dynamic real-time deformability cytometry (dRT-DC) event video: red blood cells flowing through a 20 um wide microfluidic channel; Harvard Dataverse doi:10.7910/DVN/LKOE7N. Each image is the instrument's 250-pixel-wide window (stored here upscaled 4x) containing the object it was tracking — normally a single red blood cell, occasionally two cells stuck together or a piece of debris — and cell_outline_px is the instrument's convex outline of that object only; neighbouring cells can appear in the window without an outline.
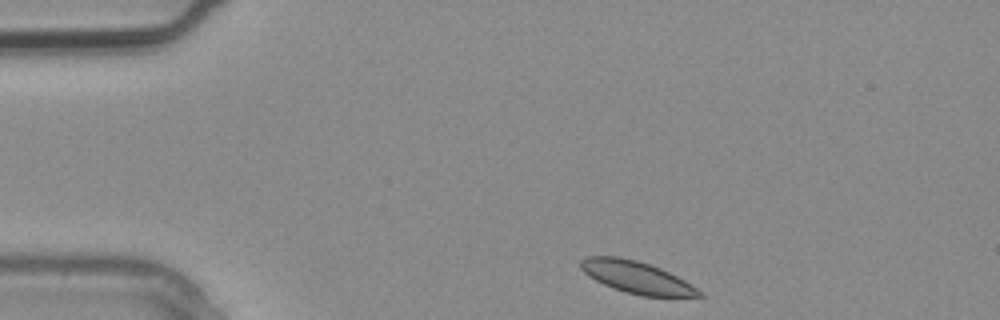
{"species": "common noctule bat (a hibernating species)", "species_latin": "Nyctalus noctula", "temperature_condition": "warm", "stored_images_in_passage": 2, "camera_frame_rate_fps": 3000, "um_per_image_px": 0.085, "animal": {"sex": "male", "body_mass_g": 20.4}, "frame": {"image": 1, "passage_image": 1, "time_ms": 0.0, "image_size_px": [1000, 320], "cell_outline_px": [[704, 296], [640, 296], [604, 284], [588, 276], [580, 268], [580, 260], [588, 256], [616, 256], [636, 260], [660, 268], [684, 280], [696, 288]], "centroid_in_image_um": [54.06, 23.55], "position_along_channel_um": 30.9, "area_um2": 21.62}}
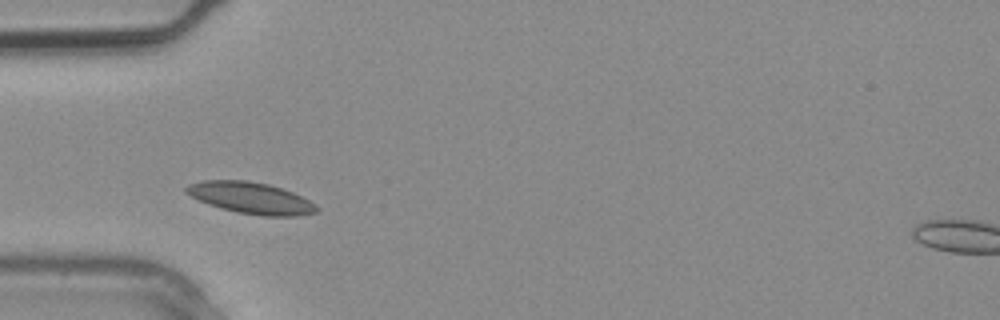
{"frame": {"image": 2, "passage_image": 2, "time_ms": 0.333, "image_size_px": [1000, 320], "cell_outline_px": [[320, 208], [316, 212], [296, 216], [264, 216], [236, 212], [220, 208], [208, 204], [184, 192], [184, 188], [188, 184], [204, 180], [248, 180], [268, 184], [292, 192], [316, 204]], "centroid_in_image_um": [21.31, 16.82], "position_along_channel_um": 63.7, "area_um2": 23.87}}